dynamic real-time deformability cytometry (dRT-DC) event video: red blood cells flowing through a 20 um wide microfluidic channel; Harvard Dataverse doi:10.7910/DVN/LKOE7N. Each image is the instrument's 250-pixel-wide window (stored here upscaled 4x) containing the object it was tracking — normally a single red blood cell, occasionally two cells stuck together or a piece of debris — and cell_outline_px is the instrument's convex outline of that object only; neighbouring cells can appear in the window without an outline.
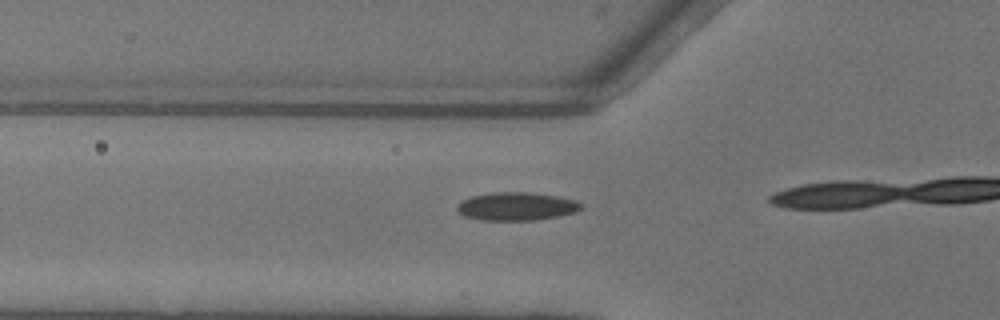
{"species": "common noctule bat (a hibernating species)", "species_latin": "Nyctalus noctula", "temperature_condition": "warm", "stored_images_in_passage": 17, "camera_frame_rate_fps": 3000, "um_per_image_px": 0.085, "animal": {"sex": "female"}, "frame": {"image": 1, "passage_image": 15, "time_ms": 4.667, "image_size_px": [1000, 320], "cell_outline_px": [[580, 208], [576, 212], [560, 216], [536, 220], [480, 220], [464, 216], [456, 212], [456, 204], [460, 200], [472, 196], [496, 192], [528, 192], [556, 196], [576, 200], [580, 204]], "centroid_in_image_um": [43.84, 17.55], "position_along_channel_um": 82.0, "area_um2": 20.46}}